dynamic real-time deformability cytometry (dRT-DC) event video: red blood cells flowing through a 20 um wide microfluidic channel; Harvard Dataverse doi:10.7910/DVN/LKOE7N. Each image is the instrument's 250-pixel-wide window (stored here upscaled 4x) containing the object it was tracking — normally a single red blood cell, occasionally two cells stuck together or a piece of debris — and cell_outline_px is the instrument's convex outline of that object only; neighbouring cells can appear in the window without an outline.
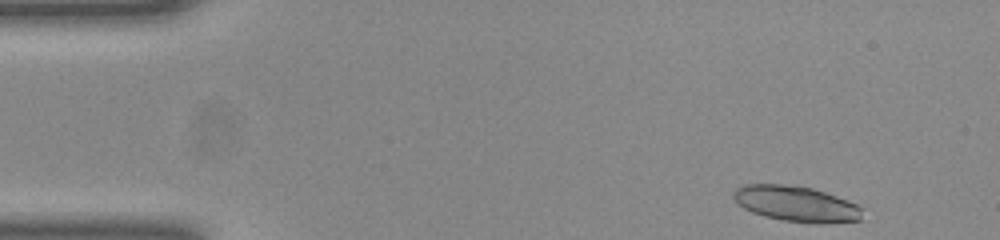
{"species": "common noctule bat (a hibernating species)", "species_latin": "Nyctalus noctula", "temperature_condition": "room temperature", "stored_images_in_passage": 46, "segment_of_instrument_passage": [1, 2], "camera_frame_rate_fps": 3000, "um_per_image_px": 0.085, "animal": {"sex": "female", "body_mass_g": 23.0, "forearm_length_mm": 53.4}, "frame": {"image": 1, "passage_image": 1, "time_ms": 0.0, "image_size_px": [1000, 240], "cell_outline_px": [[860, 220], [820, 224], [816, 224], [784, 220], [764, 216], [752, 212], [744, 208], [732, 196], [732, 192], [736, 188], [744, 184], [780, 184], [812, 188], [824, 192], [856, 204], [860, 208]], "centroid_in_image_um": [67.63, 17.32], "position_along_channel_um": 17.4, "area_um2": 26.36}}